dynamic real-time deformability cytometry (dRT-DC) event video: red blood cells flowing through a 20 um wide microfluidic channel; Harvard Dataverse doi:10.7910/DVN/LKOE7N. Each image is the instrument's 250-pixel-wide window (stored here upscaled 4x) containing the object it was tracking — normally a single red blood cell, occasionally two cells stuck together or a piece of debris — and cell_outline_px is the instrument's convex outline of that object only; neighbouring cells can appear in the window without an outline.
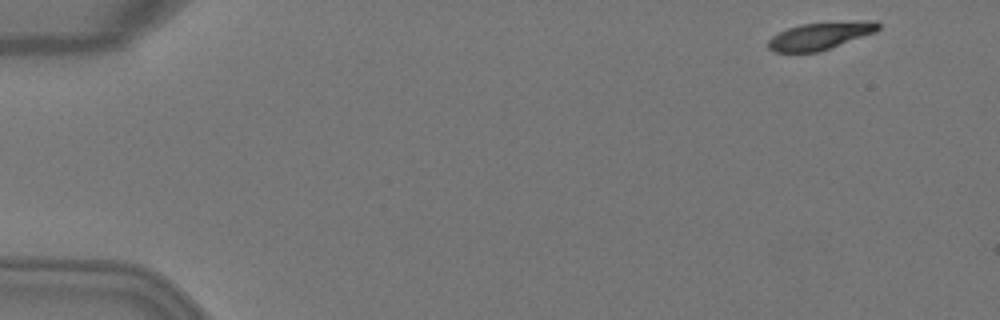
{"species": "Egyptian fruit bat (a non-hibernating species)", "species_latin": "Rousettus aegyptiacus", "temperature_condition": "warm", "stored_images_in_passage": 11, "camera_frame_rate_fps": 3000, "um_per_image_px": 0.085, "animal": {"sex": "female"}, "frame": {"image": 1, "passage_image": 1, "time_ms": 0.0, "image_size_px": [1000, 320], "cell_outline_px": [[880, 28], [876, 32], [816, 52], [776, 52], [768, 48], [768, 40], [772, 36], [788, 28], [800, 24], [856, 20], [876, 20], [880, 24]], "centroid_in_image_um": [69.75, 3.02], "position_along_channel_um": 15.2, "area_um2": 17.51}}